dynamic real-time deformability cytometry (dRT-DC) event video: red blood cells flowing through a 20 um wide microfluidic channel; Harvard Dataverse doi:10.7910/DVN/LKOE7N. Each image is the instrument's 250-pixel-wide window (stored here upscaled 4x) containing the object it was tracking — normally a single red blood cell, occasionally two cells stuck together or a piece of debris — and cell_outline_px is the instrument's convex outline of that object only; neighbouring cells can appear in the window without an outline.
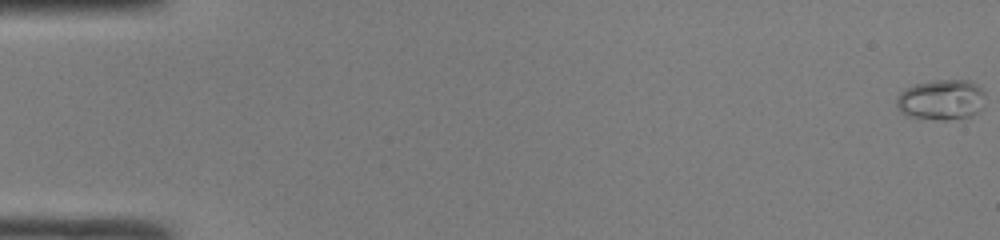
{"species": "common noctule bat (a hibernating species)", "species_latin": "Nyctalus noctula", "temperature_condition": "room temperature", "stored_images_in_passage": 43, "camera_frame_rate_fps": 3000, "um_per_image_px": 0.085, "animal": {"sex": "male", "body_mass_g": 19.0, "forearm_length_mm": 50.8}, "frame": {"image": 1, "passage_image": 1, "time_ms": 0.0, "image_size_px": [1000, 240], "cell_outline_px": [[984, 96], [980, 108], [976, 112], [968, 116], [948, 120], [940, 120], [908, 116], [900, 112], [896, 108], [896, 96], [904, 88], [916, 84], [936, 80], [968, 80], [984, 88]], "centroid_in_image_um": [79.96, 8.47], "position_along_channel_um": 5.0, "area_um2": 20.92}}
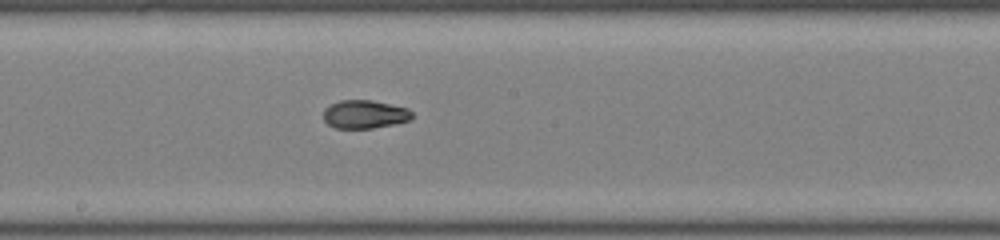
{"frame": {"image": 2, "passage_image": 28, "time_ms": 9.0, "image_size_px": [1000, 240], "cell_outline_px": [[412, 116], [408, 120], [396, 124], [372, 128], [336, 128], [328, 124], [324, 120], [324, 108], [340, 100], [372, 100], [408, 108], [412, 112]], "centroid_in_image_um": [30.99, 9.71], "position_along_channel_um": 217.2, "area_um2": 14.57}}
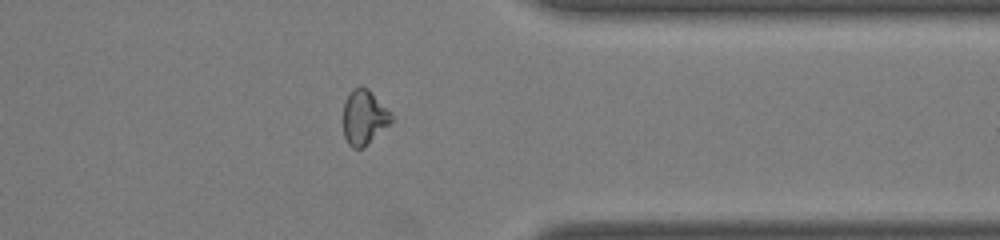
{"frame": {"image": 3, "passage_image": 40, "time_ms": 13.0, "image_size_px": [1000, 240], "cell_outline_px": [[392, 124], [364, 148], [352, 148], [348, 144], [344, 136], [344, 100], [352, 88], [368, 88], [392, 112]], "centroid_in_image_um": [30.98, 10.0], "position_along_channel_um": 380.4, "area_um2": 15.66}}